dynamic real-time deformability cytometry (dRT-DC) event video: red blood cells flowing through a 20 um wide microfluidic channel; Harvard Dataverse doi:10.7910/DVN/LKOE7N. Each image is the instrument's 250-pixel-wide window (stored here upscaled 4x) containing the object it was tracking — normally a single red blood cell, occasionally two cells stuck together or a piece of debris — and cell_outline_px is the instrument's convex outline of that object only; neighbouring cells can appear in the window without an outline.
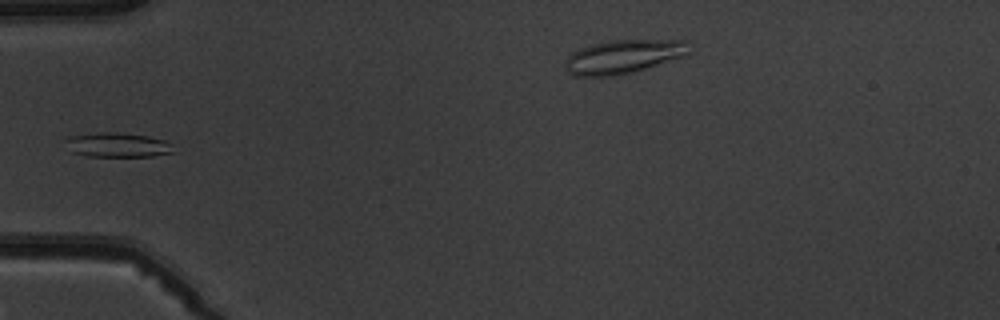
{"species": "common noctule bat (a hibernating species)", "species_latin": "Nyctalus noctula", "temperature_condition": "warm", "stored_images_in_passage": 2, "camera_frame_rate_fps": 3000, "um_per_image_px": 0.085, "animal": {"sex": "male", "body_mass_g": 19.5, "forearm_length_mm": 54.6}, "frame": {"image": 1, "passage_image": 2, "time_ms": 2.0, "image_size_px": [1000, 320], "cell_outline_px": [[176, 152], [152, 156], [88, 156], [72, 152], [64, 140], [68, 136], [100, 132], [116, 132], [148, 136], [164, 140], [172, 144]], "centroid_in_image_um": [10.01, 12.31], "position_along_channel_um": 75.0, "area_um2": 15.43}}